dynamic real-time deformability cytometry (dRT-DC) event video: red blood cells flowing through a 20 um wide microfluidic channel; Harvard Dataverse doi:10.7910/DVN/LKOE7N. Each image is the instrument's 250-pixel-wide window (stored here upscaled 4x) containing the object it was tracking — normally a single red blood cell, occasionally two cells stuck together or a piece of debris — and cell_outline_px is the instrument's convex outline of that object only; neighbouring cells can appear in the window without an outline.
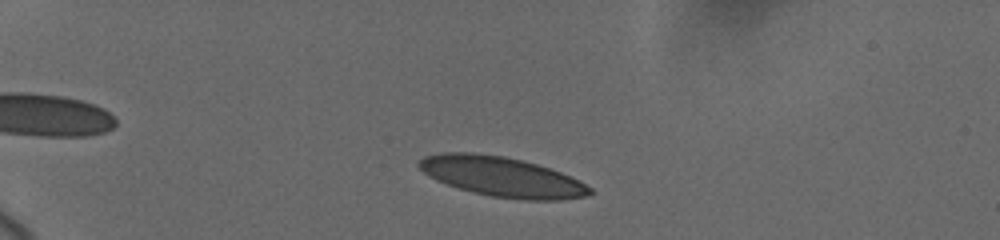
{"species": "human", "species_latin": "Homo sapiens", "temperature_condition": "cold", "stored_images_in_passage": 15, "camera_frame_rate_fps": 3000, "um_per_image_px": 0.085, "donor": {"sex": "female"}, "frame": {"image": 1, "passage_image": 6, "time_ms": 1.667, "image_size_px": [1000, 240], "cell_outline_px": [[596, 192], [588, 196], [560, 200], [524, 200], [492, 196], [472, 192], [436, 180], [428, 176], [416, 164], [424, 156], [440, 152], [472, 152], [504, 156], [536, 164], [560, 172], [592, 188]], "centroid_in_image_um": [42.64, 15.02], "position_along_channel_um": 42.4, "area_um2": 39.48}}
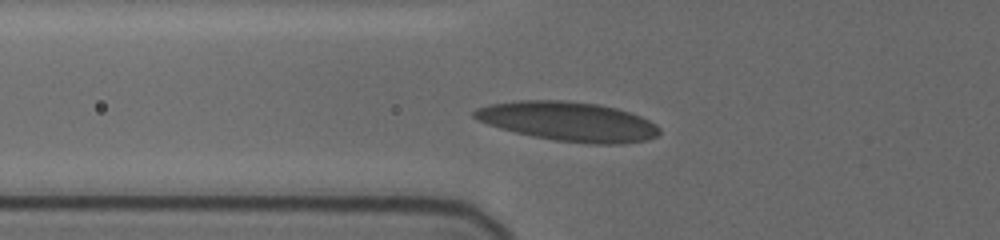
{"frame": {"image": 2, "passage_image": 12, "time_ms": 4.333, "image_size_px": [1000, 240], "cell_outline_px": [[660, 132], [656, 136], [648, 140], [620, 144], [592, 144], [556, 140], [532, 136], [500, 128], [476, 120], [472, 116], [472, 112], [476, 108], [488, 104], [520, 100], [568, 100], [600, 104], [616, 108], [640, 116], [656, 124], [660, 128]], "centroid_in_image_um": [48.3, 10.31], "position_along_channel_um": 77.5, "area_um2": 42.6}}
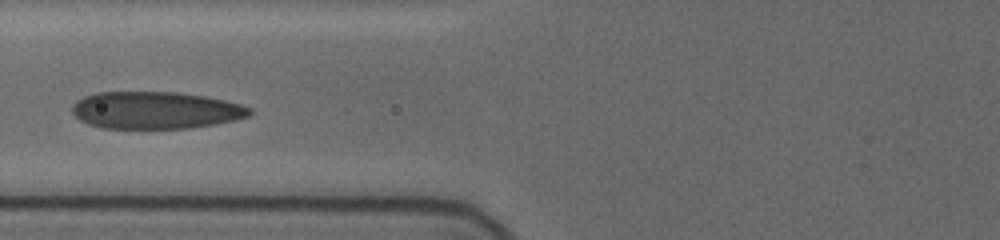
{"frame": {"image": 3, "passage_image": 14, "time_ms": 5.333, "image_size_px": [1000, 240], "cell_outline_px": [[252, 112], [248, 116], [216, 124], [188, 128], [100, 128], [88, 124], [80, 120], [72, 112], [72, 104], [76, 100], [84, 96], [96, 92], [176, 92], [204, 96], [224, 100], [240, 104], [252, 108]], "centroid_in_image_um": [13.18, 9.37], "position_along_channel_um": 112.6, "area_um2": 38.49}}